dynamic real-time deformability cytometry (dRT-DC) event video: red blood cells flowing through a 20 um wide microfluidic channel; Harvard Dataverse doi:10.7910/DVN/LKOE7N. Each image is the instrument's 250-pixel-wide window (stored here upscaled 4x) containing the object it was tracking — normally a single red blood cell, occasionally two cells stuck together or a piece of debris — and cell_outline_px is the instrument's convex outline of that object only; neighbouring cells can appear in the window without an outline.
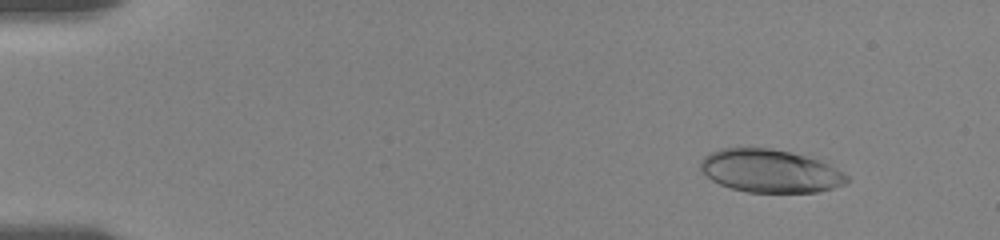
{"species": "human", "species_latin": "Homo sapiens", "temperature_condition": "room temperature", "stored_images_in_passage": 56, "camera_frame_rate_fps": 3000, "um_per_image_px": 0.085, "donor": {"sex": "female"}, "frame": {"image": 1, "passage_image": 6, "time_ms": 1.667, "image_size_px": [1000, 240], "cell_outline_px": [[852, 180], [844, 184], [832, 188], [816, 192], [748, 192], [732, 188], [720, 184], [712, 180], [700, 168], [700, 160], [704, 156], [720, 148], [768, 148], [788, 152], [804, 156], [816, 160], [848, 176]], "centroid_in_image_um": [65.41, 14.54], "position_along_channel_um": 19.6, "area_um2": 36.01}}
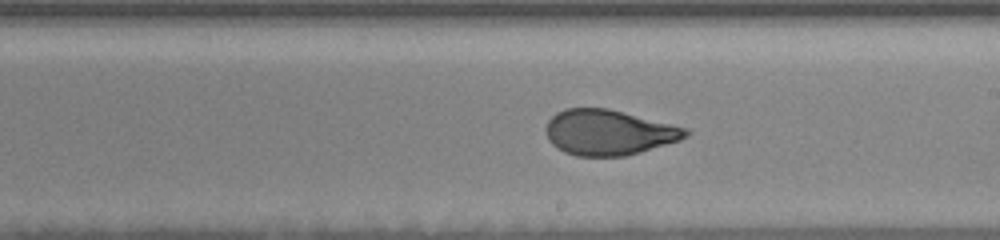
{"frame": {"image": 2, "passage_image": 33, "time_ms": 10.667, "image_size_px": [1000, 240], "cell_outline_px": [[692, 132], [688, 136], [680, 140], [640, 152], [624, 156], [576, 156], [564, 152], [556, 148], [548, 140], [544, 128], [548, 120], [556, 112], [564, 108], [608, 108], [688, 128]], "centroid_in_image_um": [51.72, 11.25], "position_along_channel_um": 237.3, "area_um2": 37.22}}
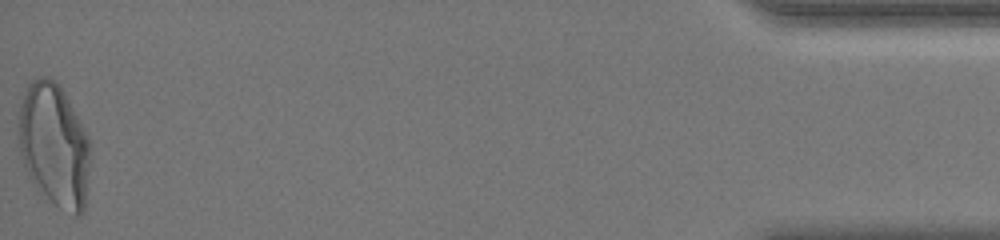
{"frame": {"image": 3, "passage_image": 56, "time_ms": 18.333, "image_size_px": [1000, 240], "cell_outline_px": [[88, 164], [84, 212], [76, 216], [72, 216], [60, 208], [28, 176], [20, 152], [16, 136], [20, 104], [28, 84], [32, 80], [40, 76], [48, 76], [56, 80], [60, 84], [88, 136]], "centroid_in_image_um": [4.56, 12.27], "position_along_channel_um": 430.6, "area_um2": 51.15}, "authors_computed_cell_mechanics": {"area_um2": 38.1769, "velocity_mm_per_s": 3.6207, "shape_relaxation_time_tau1_ms": 5.3054, "shape_relaxation_time_tau2_ms": 0.947, "deformation_change_tau1": 0.2106, "deformation_change_tau2": 0.072}}